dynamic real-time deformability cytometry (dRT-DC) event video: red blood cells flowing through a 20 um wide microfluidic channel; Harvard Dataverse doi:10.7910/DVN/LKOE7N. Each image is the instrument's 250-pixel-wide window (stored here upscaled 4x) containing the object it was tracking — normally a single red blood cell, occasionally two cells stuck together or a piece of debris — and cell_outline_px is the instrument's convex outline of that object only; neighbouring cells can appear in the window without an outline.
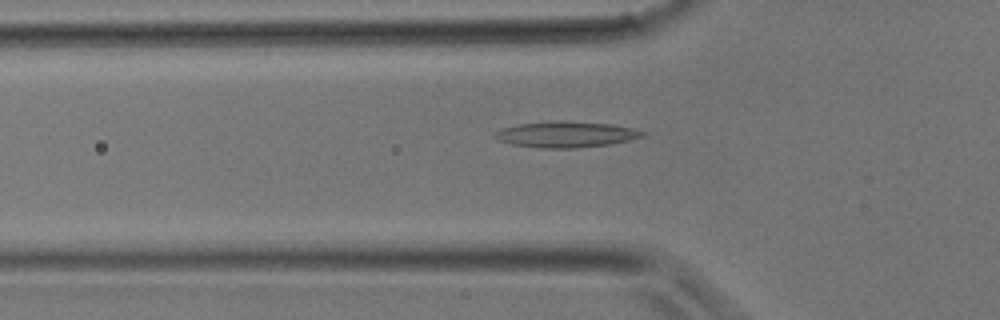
{"species": "common noctule bat (a hibernating species)", "species_latin": "Nyctalus noctula", "temperature_condition": "room temperature", "stored_images_in_passage": 33, "camera_frame_rate_fps": 3000, "um_per_image_px": 0.085, "animal": {"sex": "male", "body_mass_g": 17.9}, "frame": {"image": 1, "passage_image": 8, "time_ms": 2.333, "image_size_px": [1000, 320], "cell_outline_px": [[644, 136], [628, 140], [608, 144], [576, 148], [540, 148], [512, 144], [500, 140], [492, 136], [500, 128], [520, 124], [556, 120], [564, 120], [612, 124], [632, 128], [644, 132]], "centroid_in_image_um": [48.08, 11.41], "position_along_channel_um": 77.7, "area_um2": 22.25}}
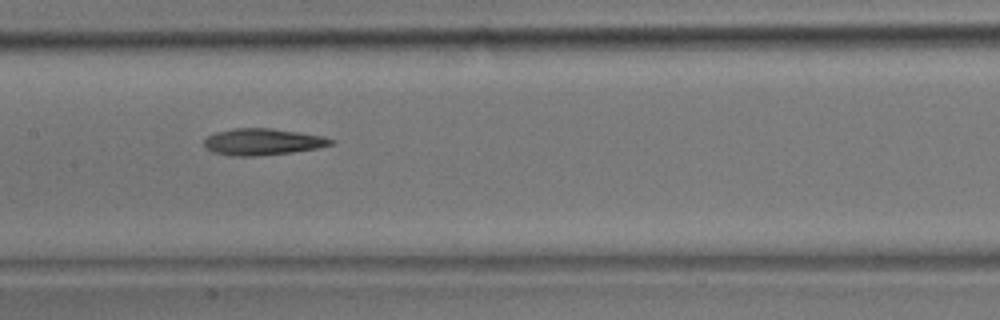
{"frame": {"image": 2, "passage_image": 14, "time_ms": 4.333, "image_size_px": [1000, 320], "cell_outline_px": [[336, 140], [332, 144], [316, 148], [292, 152], [256, 156], [232, 156], [212, 152], [204, 148], [204, 140], [208, 136], [216, 132], [232, 128], [272, 128], [324, 136]], "centroid_in_image_um": [22.3, 12.05], "position_along_channel_um": 185.1, "area_um2": 19.71}}
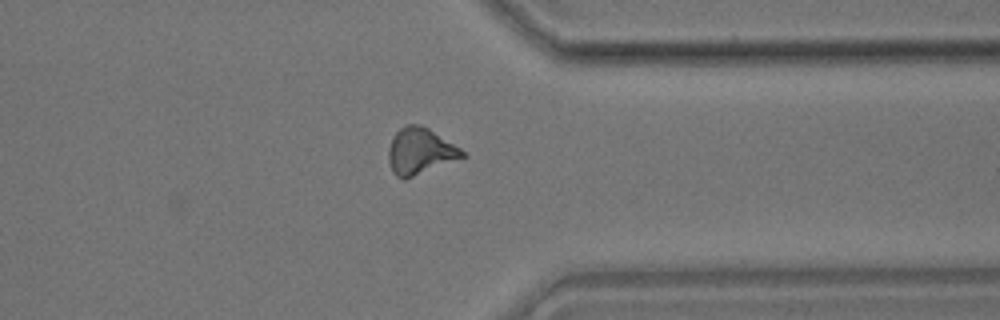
{"frame": {"image": 3, "passage_image": 25, "time_ms": 8.0, "image_size_px": [1000, 320], "cell_outline_px": [[468, 156], [404, 180], [396, 176], [392, 172], [388, 160], [388, 148], [396, 132], [400, 128], [408, 124], [420, 124], [428, 128], [460, 148]], "centroid_in_image_um": [35.7, 12.87], "position_along_channel_um": 375.7, "area_um2": 19.94}}